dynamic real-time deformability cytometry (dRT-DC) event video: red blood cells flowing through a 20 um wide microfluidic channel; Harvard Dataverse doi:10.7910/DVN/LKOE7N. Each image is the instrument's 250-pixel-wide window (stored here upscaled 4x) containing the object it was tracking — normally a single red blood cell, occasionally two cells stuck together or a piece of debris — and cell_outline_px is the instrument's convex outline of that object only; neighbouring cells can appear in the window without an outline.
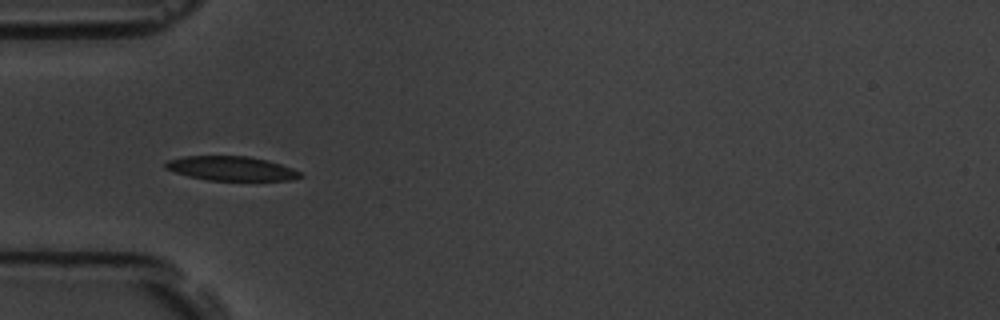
{"species": "common noctule bat (a hibernating species)", "species_latin": "Nyctalus noctula", "temperature_condition": "room temperature", "stored_images_in_passage": 5, "camera_frame_rate_fps": 3000, "um_per_image_px": 0.085, "animal": {"sex": "male", "body_mass_g": 19.5, "forearm_length_mm": 54.6}, "frame": {"image": 1, "passage_image": 4, "time_ms": 3.333, "image_size_px": [1000, 320], "cell_outline_px": [[304, 176], [292, 180], [208, 180], [188, 176], [164, 168], [164, 164], [168, 160], [184, 156], [248, 156], [268, 160], [292, 168], [300, 172]], "centroid_in_image_um": [19.66, 14.31], "position_along_channel_um": 65.3, "area_um2": 19.02}}
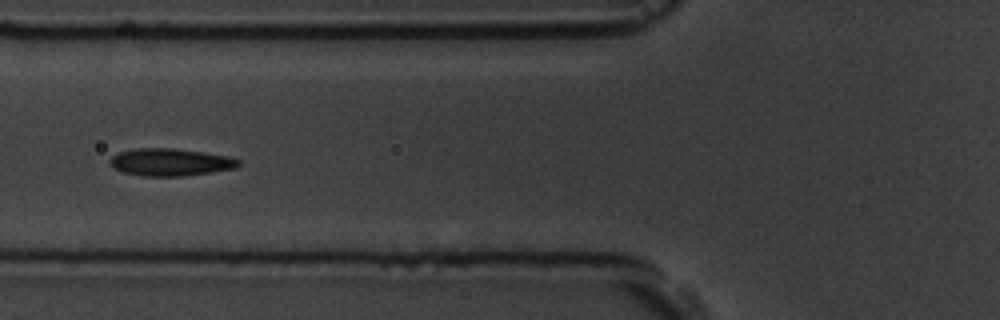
{"frame": {"image": 2, "passage_image": 5, "time_ms": 4.667, "image_size_px": [1000, 320], "cell_outline_px": [[240, 164], [236, 168], [212, 172], [184, 176], [144, 176], [120, 172], [112, 168], [108, 164], [108, 160], [112, 156], [120, 152], [136, 148], [172, 148], [204, 152], [228, 156], [240, 160]], "centroid_in_image_um": [14.44, 13.79], "position_along_channel_um": 111.4, "area_um2": 20.75}}